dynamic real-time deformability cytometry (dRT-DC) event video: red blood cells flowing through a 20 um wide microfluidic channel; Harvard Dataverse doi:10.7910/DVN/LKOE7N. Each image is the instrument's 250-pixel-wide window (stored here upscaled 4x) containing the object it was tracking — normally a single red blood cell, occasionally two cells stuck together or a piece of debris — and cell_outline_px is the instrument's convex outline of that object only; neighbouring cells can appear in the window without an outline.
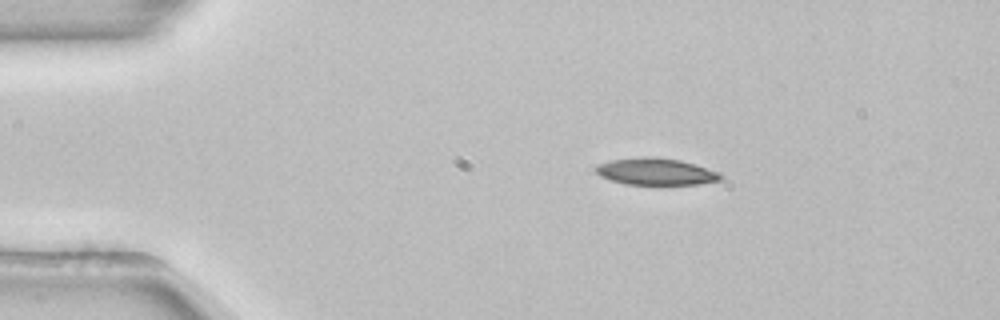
{"species": "common noctule bat (a hibernating species)", "species_latin": "Nyctalus noctula", "temperature_condition": "room temperature", "stored_images_in_passage": 44, "camera_frame_rate_fps": 3000, "um_per_image_px": 0.085, "animal": {"sex": "female", "body_mass_g": 22.7, "forearm_length_mm": 54.2}, "frame": {"image": 1, "passage_image": 1, "time_ms": 0.0, "image_size_px": [1000, 320], "cell_outline_px": [[724, 180], [696, 184], [624, 184], [600, 176], [596, 172], [596, 164], [608, 160], [644, 156], [656, 156], [680, 160], [696, 164], [720, 172], [724, 176]], "centroid_in_image_um": [55.77, 14.57], "position_along_channel_um": 29.2, "area_um2": 19.83}}
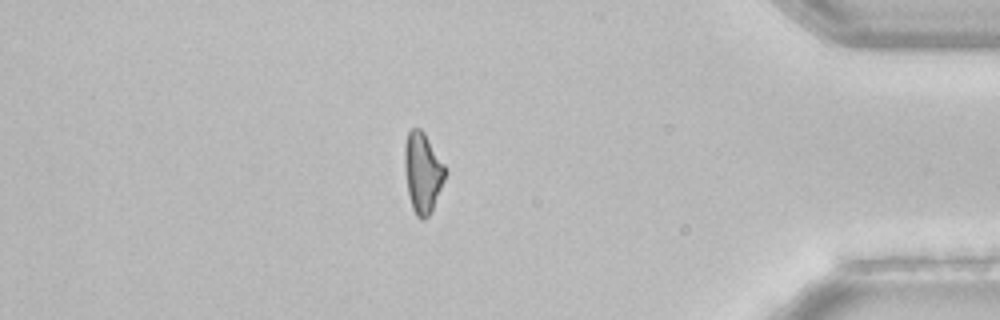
{"frame": {"image": 2, "passage_image": 37, "time_ms": 12.0, "image_size_px": [1000, 320], "cell_outline_px": [[448, 172], [432, 212], [424, 220], [420, 220], [416, 216], [412, 208], [408, 196], [404, 172], [404, 144], [408, 132], [412, 128], [420, 128], [424, 132], [444, 164]], "centroid_in_image_um": [35.92, 14.7], "position_along_channel_um": 399.3, "area_um2": 19.48}}
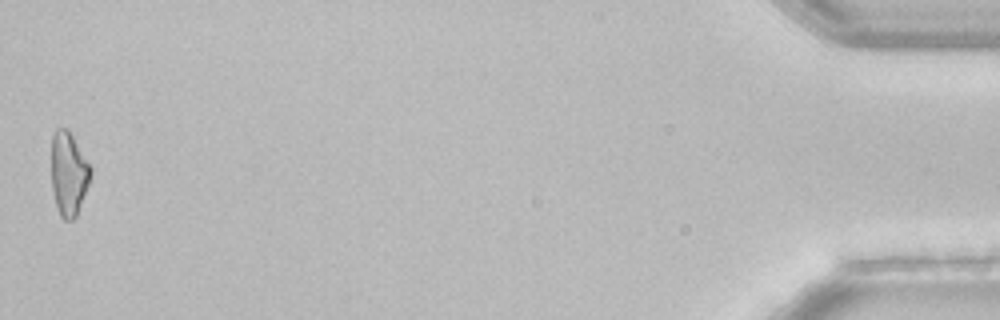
{"frame": {"image": 3, "passage_image": 44, "time_ms": 14.333, "image_size_px": [1000, 320], "cell_outline_px": [[92, 172], [88, 184], [76, 216], [72, 220], [64, 220], [60, 216], [56, 204], [52, 188], [52, 136], [56, 128], [68, 128], [92, 168]], "centroid_in_image_um": [5.83, 14.74], "position_along_channel_um": 429.4, "area_um2": 18.96}}